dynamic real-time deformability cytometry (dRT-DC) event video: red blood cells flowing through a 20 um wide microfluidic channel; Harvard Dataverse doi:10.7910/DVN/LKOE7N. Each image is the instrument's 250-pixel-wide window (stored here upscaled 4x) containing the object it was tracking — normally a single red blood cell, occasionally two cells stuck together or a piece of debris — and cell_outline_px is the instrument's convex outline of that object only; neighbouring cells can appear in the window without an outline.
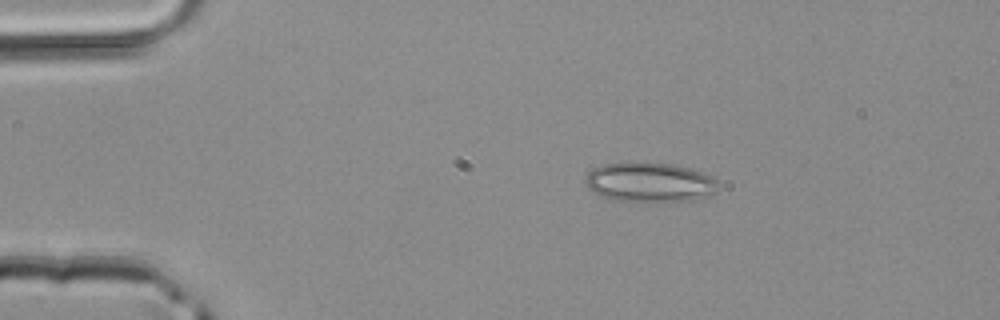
{"species": "common noctule bat (a hibernating species)", "species_latin": "Nyctalus noctula", "temperature_condition": "room temperature", "stored_images_in_passage": 3, "segment_of_instrument_passage": [1, 2], "camera_frame_rate_fps": 3000, "um_per_image_px": 0.085, "animal": {"sex": "male", "body_mass_g": 20.4}, "frame": {"image": 1, "passage_image": 1, "time_ms": 0.0, "image_size_px": [1000, 320], "cell_outline_px": [[716, 188], [712, 192], [704, 196], [692, 200], [612, 200], [600, 196], [592, 192], [588, 188], [584, 180], [588, 172], [592, 168], [604, 164], [620, 160], [672, 164], [692, 168], [716, 180]], "centroid_in_image_um": [55.09, 15.44], "position_along_channel_um": 29.9, "area_um2": 30.52}}